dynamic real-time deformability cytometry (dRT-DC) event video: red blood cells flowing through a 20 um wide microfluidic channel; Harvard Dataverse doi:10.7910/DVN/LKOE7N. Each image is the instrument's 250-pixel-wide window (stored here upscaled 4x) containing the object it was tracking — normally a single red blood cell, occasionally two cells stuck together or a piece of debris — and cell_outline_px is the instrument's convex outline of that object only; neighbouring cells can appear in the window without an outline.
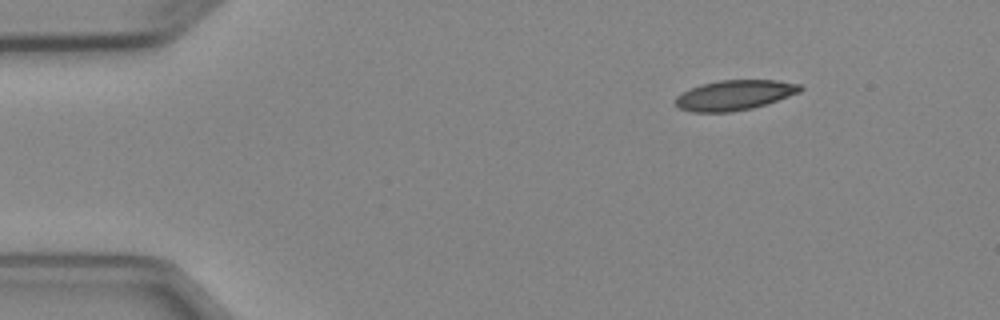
{"species": "Egyptian fruit bat (a non-hibernating species)", "species_latin": "Rousettus aegyptiacus", "temperature_condition": "cold", "stored_images_in_passage": 4, "camera_frame_rate_fps": 3000, "um_per_image_px": 0.085, "animal": {"sex": "female"}, "frame": {"image": 1, "passage_image": 4, "time_ms": 3.667, "image_size_px": [1000, 320], "cell_outline_px": [[804, 88], [800, 92], [752, 108], [732, 112], [692, 112], [680, 108], [672, 100], [676, 96], [700, 84], [720, 80], [776, 80], [800, 84]], "centroid_in_image_um": [62.41, 8.08], "position_along_channel_um": 22.6, "area_um2": 21.73}}